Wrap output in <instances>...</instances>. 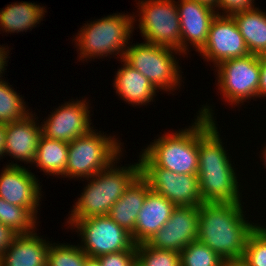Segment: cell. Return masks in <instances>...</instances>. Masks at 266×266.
Segmentation results:
<instances>
[{
  "instance_id": "1",
  "label": "cell",
  "mask_w": 266,
  "mask_h": 266,
  "mask_svg": "<svg viewBox=\"0 0 266 266\" xmlns=\"http://www.w3.org/2000/svg\"><path fill=\"white\" fill-rule=\"evenodd\" d=\"M202 106L199 114L198 181L204 203H242L238 177L227 156L213 110Z\"/></svg>"
},
{
  "instance_id": "2",
  "label": "cell",
  "mask_w": 266,
  "mask_h": 266,
  "mask_svg": "<svg viewBox=\"0 0 266 266\" xmlns=\"http://www.w3.org/2000/svg\"><path fill=\"white\" fill-rule=\"evenodd\" d=\"M243 213L241 203L201 204L197 240L223 260L242 259L248 236L257 226L248 222Z\"/></svg>"
},
{
  "instance_id": "3",
  "label": "cell",
  "mask_w": 266,
  "mask_h": 266,
  "mask_svg": "<svg viewBox=\"0 0 266 266\" xmlns=\"http://www.w3.org/2000/svg\"><path fill=\"white\" fill-rule=\"evenodd\" d=\"M99 171L86 180L90 181L80 198L75 202L67 224L72 226L77 220L108 215L110 208L125 193L129 185L141 174L140 161L128 167L114 164ZM116 167V168H115Z\"/></svg>"
},
{
  "instance_id": "4",
  "label": "cell",
  "mask_w": 266,
  "mask_h": 266,
  "mask_svg": "<svg viewBox=\"0 0 266 266\" xmlns=\"http://www.w3.org/2000/svg\"><path fill=\"white\" fill-rule=\"evenodd\" d=\"M195 122L174 133L163 134L139 156L140 167H160L180 174H198L199 114Z\"/></svg>"
},
{
  "instance_id": "5",
  "label": "cell",
  "mask_w": 266,
  "mask_h": 266,
  "mask_svg": "<svg viewBox=\"0 0 266 266\" xmlns=\"http://www.w3.org/2000/svg\"><path fill=\"white\" fill-rule=\"evenodd\" d=\"M135 17L128 14H112L82 26L76 40L79 59L103 58L109 55L124 57L129 38L134 31ZM104 55V56H103ZM103 56V57H102Z\"/></svg>"
},
{
  "instance_id": "6",
  "label": "cell",
  "mask_w": 266,
  "mask_h": 266,
  "mask_svg": "<svg viewBox=\"0 0 266 266\" xmlns=\"http://www.w3.org/2000/svg\"><path fill=\"white\" fill-rule=\"evenodd\" d=\"M92 129L68 143L67 167L63 177L90 178L122 157L121 142Z\"/></svg>"
},
{
  "instance_id": "7",
  "label": "cell",
  "mask_w": 266,
  "mask_h": 266,
  "mask_svg": "<svg viewBox=\"0 0 266 266\" xmlns=\"http://www.w3.org/2000/svg\"><path fill=\"white\" fill-rule=\"evenodd\" d=\"M173 53L181 55L176 49L143 42L129 45L122 59L145 76L156 89L171 92L182 84L181 70Z\"/></svg>"
},
{
  "instance_id": "8",
  "label": "cell",
  "mask_w": 266,
  "mask_h": 266,
  "mask_svg": "<svg viewBox=\"0 0 266 266\" xmlns=\"http://www.w3.org/2000/svg\"><path fill=\"white\" fill-rule=\"evenodd\" d=\"M138 28L145 42L181 52L180 19L174 0H141Z\"/></svg>"
},
{
  "instance_id": "9",
  "label": "cell",
  "mask_w": 266,
  "mask_h": 266,
  "mask_svg": "<svg viewBox=\"0 0 266 266\" xmlns=\"http://www.w3.org/2000/svg\"><path fill=\"white\" fill-rule=\"evenodd\" d=\"M216 67L218 90L224 100L233 104H243L246 99L258 98L260 83V56L249 54L241 58L227 59Z\"/></svg>"
},
{
  "instance_id": "10",
  "label": "cell",
  "mask_w": 266,
  "mask_h": 266,
  "mask_svg": "<svg viewBox=\"0 0 266 266\" xmlns=\"http://www.w3.org/2000/svg\"><path fill=\"white\" fill-rule=\"evenodd\" d=\"M80 232V248L89 256L102 255L130 250L135 244L131 234L119 226L108 215L94 216L77 220L72 226Z\"/></svg>"
},
{
  "instance_id": "11",
  "label": "cell",
  "mask_w": 266,
  "mask_h": 266,
  "mask_svg": "<svg viewBox=\"0 0 266 266\" xmlns=\"http://www.w3.org/2000/svg\"><path fill=\"white\" fill-rule=\"evenodd\" d=\"M141 175L150 189L168 199L175 206H200L204 202L197 175L180 174L160 167H141Z\"/></svg>"
},
{
  "instance_id": "12",
  "label": "cell",
  "mask_w": 266,
  "mask_h": 266,
  "mask_svg": "<svg viewBox=\"0 0 266 266\" xmlns=\"http://www.w3.org/2000/svg\"><path fill=\"white\" fill-rule=\"evenodd\" d=\"M199 53L216 66L224 60L250 54L234 18L220 14L212 20L207 43Z\"/></svg>"
},
{
  "instance_id": "13",
  "label": "cell",
  "mask_w": 266,
  "mask_h": 266,
  "mask_svg": "<svg viewBox=\"0 0 266 266\" xmlns=\"http://www.w3.org/2000/svg\"><path fill=\"white\" fill-rule=\"evenodd\" d=\"M88 109L86 99L64 103L51 112L46 121L41 122L42 135L67 143L86 135L93 128Z\"/></svg>"
},
{
  "instance_id": "14",
  "label": "cell",
  "mask_w": 266,
  "mask_h": 266,
  "mask_svg": "<svg viewBox=\"0 0 266 266\" xmlns=\"http://www.w3.org/2000/svg\"><path fill=\"white\" fill-rule=\"evenodd\" d=\"M199 206H176L170 219L147 244L159 250L181 252L198 238Z\"/></svg>"
},
{
  "instance_id": "15",
  "label": "cell",
  "mask_w": 266,
  "mask_h": 266,
  "mask_svg": "<svg viewBox=\"0 0 266 266\" xmlns=\"http://www.w3.org/2000/svg\"><path fill=\"white\" fill-rule=\"evenodd\" d=\"M35 175L18 164L6 165L0 173V197L10 204L26 208L36 219L41 187Z\"/></svg>"
},
{
  "instance_id": "16",
  "label": "cell",
  "mask_w": 266,
  "mask_h": 266,
  "mask_svg": "<svg viewBox=\"0 0 266 266\" xmlns=\"http://www.w3.org/2000/svg\"><path fill=\"white\" fill-rule=\"evenodd\" d=\"M176 4L180 19L181 54H187L189 45L200 52L207 43L210 25L217 11L193 0H179Z\"/></svg>"
},
{
  "instance_id": "17",
  "label": "cell",
  "mask_w": 266,
  "mask_h": 266,
  "mask_svg": "<svg viewBox=\"0 0 266 266\" xmlns=\"http://www.w3.org/2000/svg\"><path fill=\"white\" fill-rule=\"evenodd\" d=\"M35 119L37 118L33 113H30L22 120L7 123L4 156L6 154L16 160L33 164L42 135V128Z\"/></svg>"
},
{
  "instance_id": "18",
  "label": "cell",
  "mask_w": 266,
  "mask_h": 266,
  "mask_svg": "<svg viewBox=\"0 0 266 266\" xmlns=\"http://www.w3.org/2000/svg\"><path fill=\"white\" fill-rule=\"evenodd\" d=\"M175 207L164 196L150 190L136 219L133 230L134 244L147 243L170 219Z\"/></svg>"
},
{
  "instance_id": "19",
  "label": "cell",
  "mask_w": 266,
  "mask_h": 266,
  "mask_svg": "<svg viewBox=\"0 0 266 266\" xmlns=\"http://www.w3.org/2000/svg\"><path fill=\"white\" fill-rule=\"evenodd\" d=\"M29 234H18L11 245L0 255V266H47L50 241Z\"/></svg>"
},
{
  "instance_id": "20",
  "label": "cell",
  "mask_w": 266,
  "mask_h": 266,
  "mask_svg": "<svg viewBox=\"0 0 266 266\" xmlns=\"http://www.w3.org/2000/svg\"><path fill=\"white\" fill-rule=\"evenodd\" d=\"M150 190L148 181L140 174L114 203L108 213L111 219L131 234L132 240L138 213L142 209Z\"/></svg>"
},
{
  "instance_id": "21",
  "label": "cell",
  "mask_w": 266,
  "mask_h": 266,
  "mask_svg": "<svg viewBox=\"0 0 266 266\" xmlns=\"http://www.w3.org/2000/svg\"><path fill=\"white\" fill-rule=\"evenodd\" d=\"M122 65L118 69L114 79V89L116 94L128 104L146 105L153 101L157 89L138 70L128 65L120 59Z\"/></svg>"
},
{
  "instance_id": "22",
  "label": "cell",
  "mask_w": 266,
  "mask_h": 266,
  "mask_svg": "<svg viewBox=\"0 0 266 266\" xmlns=\"http://www.w3.org/2000/svg\"><path fill=\"white\" fill-rule=\"evenodd\" d=\"M243 36L250 54H266V12L258 8L239 11L231 15Z\"/></svg>"
},
{
  "instance_id": "23",
  "label": "cell",
  "mask_w": 266,
  "mask_h": 266,
  "mask_svg": "<svg viewBox=\"0 0 266 266\" xmlns=\"http://www.w3.org/2000/svg\"><path fill=\"white\" fill-rule=\"evenodd\" d=\"M46 9L32 2H18L0 10V30L8 33L27 31L44 18Z\"/></svg>"
},
{
  "instance_id": "24",
  "label": "cell",
  "mask_w": 266,
  "mask_h": 266,
  "mask_svg": "<svg viewBox=\"0 0 266 266\" xmlns=\"http://www.w3.org/2000/svg\"><path fill=\"white\" fill-rule=\"evenodd\" d=\"M68 143L41 135L33 161L36 167L49 175L63 176L67 167Z\"/></svg>"
},
{
  "instance_id": "25",
  "label": "cell",
  "mask_w": 266,
  "mask_h": 266,
  "mask_svg": "<svg viewBox=\"0 0 266 266\" xmlns=\"http://www.w3.org/2000/svg\"><path fill=\"white\" fill-rule=\"evenodd\" d=\"M37 219L24 207L10 204L0 197V223L18 234H29L36 229Z\"/></svg>"
},
{
  "instance_id": "26",
  "label": "cell",
  "mask_w": 266,
  "mask_h": 266,
  "mask_svg": "<svg viewBox=\"0 0 266 266\" xmlns=\"http://www.w3.org/2000/svg\"><path fill=\"white\" fill-rule=\"evenodd\" d=\"M0 79V122L12 123L24 119L31 112L26 109V104L12 85Z\"/></svg>"
},
{
  "instance_id": "27",
  "label": "cell",
  "mask_w": 266,
  "mask_h": 266,
  "mask_svg": "<svg viewBox=\"0 0 266 266\" xmlns=\"http://www.w3.org/2000/svg\"><path fill=\"white\" fill-rule=\"evenodd\" d=\"M136 266H181L180 252L155 249L147 243L138 244Z\"/></svg>"
},
{
  "instance_id": "28",
  "label": "cell",
  "mask_w": 266,
  "mask_h": 266,
  "mask_svg": "<svg viewBox=\"0 0 266 266\" xmlns=\"http://www.w3.org/2000/svg\"><path fill=\"white\" fill-rule=\"evenodd\" d=\"M180 258L181 266H221L225 261L198 240L189 243L180 252Z\"/></svg>"
},
{
  "instance_id": "29",
  "label": "cell",
  "mask_w": 266,
  "mask_h": 266,
  "mask_svg": "<svg viewBox=\"0 0 266 266\" xmlns=\"http://www.w3.org/2000/svg\"><path fill=\"white\" fill-rule=\"evenodd\" d=\"M88 255L78 245L50 243L47 266H83Z\"/></svg>"
},
{
  "instance_id": "30",
  "label": "cell",
  "mask_w": 266,
  "mask_h": 266,
  "mask_svg": "<svg viewBox=\"0 0 266 266\" xmlns=\"http://www.w3.org/2000/svg\"><path fill=\"white\" fill-rule=\"evenodd\" d=\"M248 266H266V228L258 224L248 236L242 256Z\"/></svg>"
},
{
  "instance_id": "31",
  "label": "cell",
  "mask_w": 266,
  "mask_h": 266,
  "mask_svg": "<svg viewBox=\"0 0 266 266\" xmlns=\"http://www.w3.org/2000/svg\"><path fill=\"white\" fill-rule=\"evenodd\" d=\"M98 260L101 266H136V245L130 250L102 255Z\"/></svg>"
},
{
  "instance_id": "32",
  "label": "cell",
  "mask_w": 266,
  "mask_h": 266,
  "mask_svg": "<svg viewBox=\"0 0 266 266\" xmlns=\"http://www.w3.org/2000/svg\"><path fill=\"white\" fill-rule=\"evenodd\" d=\"M255 0H218L217 14L221 15H232L239 11L249 10L254 8ZM220 9V10H219Z\"/></svg>"
},
{
  "instance_id": "33",
  "label": "cell",
  "mask_w": 266,
  "mask_h": 266,
  "mask_svg": "<svg viewBox=\"0 0 266 266\" xmlns=\"http://www.w3.org/2000/svg\"><path fill=\"white\" fill-rule=\"evenodd\" d=\"M17 234L0 223V255L11 245Z\"/></svg>"
},
{
  "instance_id": "34",
  "label": "cell",
  "mask_w": 266,
  "mask_h": 266,
  "mask_svg": "<svg viewBox=\"0 0 266 266\" xmlns=\"http://www.w3.org/2000/svg\"><path fill=\"white\" fill-rule=\"evenodd\" d=\"M266 97V54L260 56V83L258 87V98Z\"/></svg>"
},
{
  "instance_id": "35",
  "label": "cell",
  "mask_w": 266,
  "mask_h": 266,
  "mask_svg": "<svg viewBox=\"0 0 266 266\" xmlns=\"http://www.w3.org/2000/svg\"><path fill=\"white\" fill-rule=\"evenodd\" d=\"M8 48H5L3 46L0 45V79H3L1 77H3L1 74H3L4 70L5 69V66H7V63L8 61H6V59L8 58V51L7 50ZM6 50V51H5ZM3 71V72H2Z\"/></svg>"
},
{
  "instance_id": "36",
  "label": "cell",
  "mask_w": 266,
  "mask_h": 266,
  "mask_svg": "<svg viewBox=\"0 0 266 266\" xmlns=\"http://www.w3.org/2000/svg\"><path fill=\"white\" fill-rule=\"evenodd\" d=\"M7 123L0 122V159L4 156L5 152V131Z\"/></svg>"
},
{
  "instance_id": "37",
  "label": "cell",
  "mask_w": 266,
  "mask_h": 266,
  "mask_svg": "<svg viewBox=\"0 0 266 266\" xmlns=\"http://www.w3.org/2000/svg\"><path fill=\"white\" fill-rule=\"evenodd\" d=\"M221 266H248L243 259L225 260Z\"/></svg>"
},
{
  "instance_id": "38",
  "label": "cell",
  "mask_w": 266,
  "mask_h": 266,
  "mask_svg": "<svg viewBox=\"0 0 266 266\" xmlns=\"http://www.w3.org/2000/svg\"><path fill=\"white\" fill-rule=\"evenodd\" d=\"M193 1H197L198 3L207 5L215 10H217L218 8V0H193Z\"/></svg>"
},
{
  "instance_id": "39",
  "label": "cell",
  "mask_w": 266,
  "mask_h": 266,
  "mask_svg": "<svg viewBox=\"0 0 266 266\" xmlns=\"http://www.w3.org/2000/svg\"><path fill=\"white\" fill-rule=\"evenodd\" d=\"M83 266H101V263L98 258L88 256Z\"/></svg>"
},
{
  "instance_id": "40",
  "label": "cell",
  "mask_w": 266,
  "mask_h": 266,
  "mask_svg": "<svg viewBox=\"0 0 266 266\" xmlns=\"http://www.w3.org/2000/svg\"><path fill=\"white\" fill-rule=\"evenodd\" d=\"M263 151V153H262V157L264 158V166L266 167V146H265V148H264V150H262Z\"/></svg>"
}]
</instances>
